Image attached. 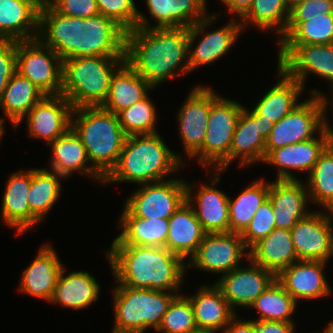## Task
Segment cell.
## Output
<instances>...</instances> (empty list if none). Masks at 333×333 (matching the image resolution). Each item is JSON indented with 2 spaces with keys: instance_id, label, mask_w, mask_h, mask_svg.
Wrapping results in <instances>:
<instances>
[{
  "instance_id": "1",
  "label": "cell",
  "mask_w": 333,
  "mask_h": 333,
  "mask_svg": "<svg viewBox=\"0 0 333 333\" xmlns=\"http://www.w3.org/2000/svg\"><path fill=\"white\" fill-rule=\"evenodd\" d=\"M126 31L112 18L98 14L90 18L57 12L42 2L37 38L62 59L88 56L125 57Z\"/></svg>"
},
{
  "instance_id": "2",
  "label": "cell",
  "mask_w": 333,
  "mask_h": 333,
  "mask_svg": "<svg viewBox=\"0 0 333 333\" xmlns=\"http://www.w3.org/2000/svg\"><path fill=\"white\" fill-rule=\"evenodd\" d=\"M125 62L153 88L186 75L190 72L189 28L136 27L126 32Z\"/></svg>"
},
{
  "instance_id": "3",
  "label": "cell",
  "mask_w": 333,
  "mask_h": 333,
  "mask_svg": "<svg viewBox=\"0 0 333 333\" xmlns=\"http://www.w3.org/2000/svg\"><path fill=\"white\" fill-rule=\"evenodd\" d=\"M106 252L115 282L132 288L179 292L187 264L165 247L111 245ZM180 287V288H179Z\"/></svg>"
},
{
  "instance_id": "4",
  "label": "cell",
  "mask_w": 333,
  "mask_h": 333,
  "mask_svg": "<svg viewBox=\"0 0 333 333\" xmlns=\"http://www.w3.org/2000/svg\"><path fill=\"white\" fill-rule=\"evenodd\" d=\"M180 154L172 152L159 133L127 136L117 164L104 177L107 183L146 184L163 181L184 165Z\"/></svg>"
},
{
  "instance_id": "5",
  "label": "cell",
  "mask_w": 333,
  "mask_h": 333,
  "mask_svg": "<svg viewBox=\"0 0 333 333\" xmlns=\"http://www.w3.org/2000/svg\"><path fill=\"white\" fill-rule=\"evenodd\" d=\"M71 128L82 140L90 164L105 177L117 164L127 137L118 115L101 106L76 108Z\"/></svg>"
},
{
  "instance_id": "6",
  "label": "cell",
  "mask_w": 333,
  "mask_h": 333,
  "mask_svg": "<svg viewBox=\"0 0 333 333\" xmlns=\"http://www.w3.org/2000/svg\"><path fill=\"white\" fill-rule=\"evenodd\" d=\"M124 63L125 57L64 59L61 95L74 109L102 106L107 99L112 76Z\"/></svg>"
},
{
  "instance_id": "7",
  "label": "cell",
  "mask_w": 333,
  "mask_h": 333,
  "mask_svg": "<svg viewBox=\"0 0 333 333\" xmlns=\"http://www.w3.org/2000/svg\"><path fill=\"white\" fill-rule=\"evenodd\" d=\"M112 291L115 312L112 333H144L151 327L157 331L170 302L179 294L120 284Z\"/></svg>"
},
{
  "instance_id": "8",
  "label": "cell",
  "mask_w": 333,
  "mask_h": 333,
  "mask_svg": "<svg viewBox=\"0 0 333 333\" xmlns=\"http://www.w3.org/2000/svg\"><path fill=\"white\" fill-rule=\"evenodd\" d=\"M243 105L226 99L211 89V110L203 145L190 157L204 167L224 171L229 165L232 139Z\"/></svg>"
},
{
  "instance_id": "9",
  "label": "cell",
  "mask_w": 333,
  "mask_h": 333,
  "mask_svg": "<svg viewBox=\"0 0 333 333\" xmlns=\"http://www.w3.org/2000/svg\"><path fill=\"white\" fill-rule=\"evenodd\" d=\"M311 94L312 97L274 124L266 140L265 156L276 148L315 138V133H321L330 124L325 112L330 103L328 98L316 89H312Z\"/></svg>"
},
{
  "instance_id": "10",
  "label": "cell",
  "mask_w": 333,
  "mask_h": 333,
  "mask_svg": "<svg viewBox=\"0 0 333 333\" xmlns=\"http://www.w3.org/2000/svg\"><path fill=\"white\" fill-rule=\"evenodd\" d=\"M16 71L45 96L61 95L63 60L38 38L16 41Z\"/></svg>"
},
{
  "instance_id": "11",
  "label": "cell",
  "mask_w": 333,
  "mask_h": 333,
  "mask_svg": "<svg viewBox=\"0 0 333 333\" xmlns=\"http://www.w3.org/2000/svg\"><path fill=\"white\" fill-rule=\"evenodd\" d=\"M126 199L121 217L169 219L186 201V181L172 178L140 184Z\"/></svg>"
},
{
  "instance_id": "12",
  "label": "cell",
  "mask_w": 333,
  "mask_h": 333,
  "mask_svg": "<svg viewBox=\"0 0 333 333\" xmlns=\"http://www.w3.org/2000/svg\"><path fill=\"white\" fill-rule=\"evenodd\" d=\"M278 67L305 87L311 74L328 80L333 98V44H279Z\"/></svg>"
},
{
  "instance_id": "13",
  "label": "cell",
  "mask_w": 333,
  "mask_h": 333,
  "mask_svg": "<svg viewBox=\"0 0 333 333\" xmlns=\"http://www.w3.org/2000/svg\"><path fill=\"white\" fill-rule=\"evenodd\" d=\"M243 257L249 259V250L240 234L206 233L197 252L186 263L187 267L193 266L223 276L239 267Z\"/></svg>"
},
{
  "instance_id": "14",
  "label": "cell",
  "mask_w": 333,
  "mask_h": 333,
  "mask_svg": "<svg viewBox=\"0 0 333 333\" xmlns=\"http://www.w3.org/2000/svg\"><path fill=\"white\" fill-rule=\"evenodd\" d=\"M218 17L219 14H209L193 26L189 27V70L190 72L197 67L213 63L224 56L234 43L237 42L238 36L242 31L240 21H233L225 24L219 29L205 32V29ZM204 31V33H202ZM201 40L197 46L192 49L198 36Z\"/></svg>"
},
{
  "instance_id": "15",
  "label": "cell",
  "mask_w": 333,
  "mask_h": 333,
  "mask_svg": "<svg viewBox=\"0 0 333 333\" xmlns=\"http://www.w3.org/2000/svg\"><path fill=\"white\" fill-rule=\"evenodd\" d=\"M325 212L312 211L290 230L298 260L328 262L333 256V218Z\"/></svg>"
},
{
  "instance_id": "16",
  "label": "cell",
  "mask_w": 333,
  "mask_h": 333,
  "mask_svg": "<svg viewBox=\"0 0 333 333\" xmlns=\"http://www.w3.org/2000/svg\"><path fill=\"white\" fill-rule=\"evenodd\" d=\"M332 141L333 128L330 124L319 133L318 138L276 148L265 156L263 162L278 168L276 180H297L289 171L300 170L309 174L321 153Z\"/></svg>"
},
{
  "instance_id": "17",
  "label": "cell",
  "mask_w": 333,
  "mask_h": 333,
  "mask_svg": "<svg viewBox=\"0 0 333 333\" xmlns=\"http://www.w3.org/2000/svg\"><path fill=\"white\" fill-rule=\"evenodd\" d=\"M250 265L237 267L219 278L215 285L234 309L249 308L255 299L276 279V275L248 259Z\"/></svg>"
},
{
  "instance_id": "18",
  "label": "cell",
  "mask_w": 333,
  "mask_h": 333,
  "mask_svg": "<svg viewBox=\"0 0 333 333\" xmlns=\"http://www.w3.org/2000/svg\"><path fill=\"white\" fill-rule=\"evenodd\" d=\"M73 109L63 95L44 96L23 117L30 137L41 138L49 145L71 128Z\"/></svg>"
},
{
  "instance_id": "19",
  "label": "cell",
  "mask_w": 333,
  "mask_h": 333,
  "mask_svg": "<svg viewBox=\"0 0 333 333\" xmlns=\"http://www.w3.org/2000/svg\"><path fill=\"white\" fill-rule=\"evenodd\" d=\"M191 90L177 114L180 139L189 157L203 145L211 110V87L198 85Z\"/></svg>"
},
{
  "instance_id": "20",
  "label": "cell",
  "mask_w": 333,
  "mask_h": 333,
  "mask_svg": "<svg viewBox=\"0 0 333 333\" xmlns=\"http://www.w3.org/2000/svg\"><path fill=\"white\" fill-rule=\"evenodd\" d=\"M221 173L223 171L215 170L213 178L210 180L211 184H202V186L198 187L199 189L195 195H192L193 189L191 187L195 183L192 182V184H189L186 182V200L191 206L196 207H193V210L206 233L230 232L229 196L214 187L220 181Z\"/></svg>"
},
{
  "instance_id": "21",
  "label": "cell",
  "mask_w": 333,
  "mask_h": 333,
  "mask_svg": "<svg viewBox=\"0 0 333 333\" xmlns=\"http://www.w3.org/2000/svg\"><path fill=\"white\" fill-rule=\"evenodd\" d=\"M268 199L271 202L275 227L291 230L311 212L306 209L309 199L306 183L301 180H276L269 183Z\"/></svg>"
},
{
  "instance_id": "22",
  "label": "cell",
  "mask_w": 333,
  "mask_h": 333,
  "mask_svg": "<svg viewBox=\"0 0 333 333\" xmlns=\"http://www.w3.org/2000/svg\"><path fill=\"white\" fill-rule=\"evenodd\" d=\"M326 261L298 260L283 269L276 279L298 301L326 297L331 293L323 272Z\"/></svg>"
},
{
  "instance_id": "23",
  "label": "cell",
  "mask_w": 333,
  "mask_h": 333,
  "mask_svg": "<svg viewBox=\"0 0 333 333\" xmlns=\"http://www.w3.org/2000/svg\"><path fill=\"white\" fill-rule=\"evenodd\" d=\"M151 18L156 22L150 26L149 19L138 12V28L191 27L207 14L202 0H145ZM148 19V20H147ZM155 25V26H154Z\"/></svg>"
},
{
  "instance_id": "24",
  "label": "cell",
  "mask_w": 333,
  "mask_h": 333,
  "mask_svg": "<svg viewBox=\"0 0 333 333\" xmlns=\"http://www.w3.org/2000/svg\"><path fill=\"white\" fill-rule=\"evenodd\" d=\"M1 203V216L4 224L15 228L16 234H23L40 221L31 213L28 192L31 185V169L16 171L5 184Z\"/></svg>"
},
{
  "instance_id": "25",
  "label": "cell",
  "mask_w": 333,
  "mask_h": 333,
  "mask_svg": "<svg viewBox=\"0 0 333 333\" xmlns=\"http://www.w3.org/2000/svg\"><path fill=\"white\" fill-rule=\"evenodd\" d=\"M63 267L52 245L45 243L23 271L19 292L50 302Z\"/></svg>"
},
{
  "instance_id": "26",
  "label": "cell",
  "mask_w": 333,
  "mask_h": 333,
  "mask_svg": "<svg viewBox=\"0 0 333 333\" xmlns=\"http://www.w3.org/2000/svg\"><path fill=\"white\" fill-rule=\"evenodd\" d=\"M47 1L0 0V37L15 41L37 38L40 7Z\"/></svg>"
},
{
  "instance_id": "27",
  "label": "cell",
  "mask_w": 333,
  "mask_h": 333,
  "mask_svg": "<svg viewBox=\"0 0 333 333\" xmlns=\"http://www.w3.org/2000/svg\"><path fill=\"white\" fill-rule=\"evenodd\" d=\"M53 152L51 170L67 178L79 171L103 184L104 177L90 164L85 146L76 132L70 128L63 135L49 144ZM88 163V165H87Z\"/></svg>"
},
{
  "instance_id": "28",
  "label": "cell",
  "mask_w": 333,
  "mask_h": 333,
  "mask_svg": "<svg viewBox=\"0 0 333 333\" xmlns=\"http://www.w3.org/2000/svg\"><path fill=\"white\" fill-rule=\"evenodd\" d=\"M205 235L206 232L197 219L193 206L186 200L169 218L165 248L184 260H189L197 252Z\"/></svg>"
},
{
  "instance_id": "29",
  "label": "cell",
  "mask_w": 333,
  "mask_h": 333,
  "mask_svg": "<svg viewBox=\"0 0 333 333\" xmlns=\"http://www.w3.org/2000/svg\"><path fill=\"white\" fill-rule=\"evenodd\" d=\"M194 310L196 327L222 331L236 316V311L214 284L202 286L196 295L188 296Z\"/></svg>"
},
{
  "instance_id": "30",
  "label": "cell",
  "mask_w": 333,
  "mask_h": 333,
  "mask_svg": "<svg viewBox=\"0 0 333 333\" xmlns=\"http://www.w3.org/2000/svg\"><path fill=\"white\" fill-rule=\"evenodd\" d=\"M249 259L276 276L298 261L290 230L274 228L249 250Z\"/></svg>"
},
{
  "instance_id": "31",
  "label": "cell",
  "mask_w": 333,
  "mask_h": 333,
  "mask_svg": "<svg viewBox=\"0 0 333 333\" xmlns=\"http://www.w3.org/2000/svg\"><path fill=\"white\" fill-rule=\"evenodd\" d=\"M65 268L61 270L50 302L73 310L90 306L99 298V283L86 271H73L65 276Z\"/></svg>"
},
{
  "instance_id": "32",
  "label": "cell",
  "mask_w": 333,
  "mask_h": 333,
  "mask_svg": "<svg viewBox=\"0 0 333 333\" xmlns=\"http://www.w3.org/2000/svg\"><path fill=\"white\" fill-rule=\"evenodd\" d=\"M152 89L154 90L125 62L112 76L107 99L101 107L118 115L122 110L146 98Z\"/></svg>"
},
{
  "instance_id": "33",
  "label": "cell",
  "mask_w": 333,
  "mask_h": 333,
  "mask_svg": "<svg viewBox=\"0 0 333 333\" xmlns=\"http://www.w3.org/2000/svg\"><path fill=\"white\" fill-rule=\"evenodd\" d=\"M278 76L282 77L278 83L267 90L254 106V110L262 115V118L277 123L289 114L298 104V96L305 88L298 80L289 77L278 67Z\"/></svg>"
},
{
  "instance_id": "34",
  "label": "cell",
  "mask_w": 333,
  "mask_h": 333,
  "mask_svg": "<svg viewBox=\"0 0 333 333\" xmlns=\"http://www.w3.org/2000/svg\"><path fill=\"white\" fill-rule=\"evenodd\" d=\"M266 141L259 134L255 119L243 108L235 127L229 153V166L240 158V167L263 162Z\"/></svg>"
},
{
  "instance_id": "35",
  "label": "cell",
  "mask_w": 333,
  "mask_h": 333,
  "mask_svg": "<svg viewBox=\"0 0 333 333\" xmlns=\"http://www.w3.org/2000/svg\"><path fill=\"white\" fill-rule=\"evenodd\" d=\"M122 232L111 245H137L165 247L169 230V219H147L120 217Z\"/></svg>"
},
{
  "instance_id": "36",
  "label": "cell",
  "mask_w": 333,
  "mask_h": 333,
  "mask_svg": "<svg viewBox=\"0 0 333 333\" xmlns=\"http://www.w3.org/2000/svg\"><path fill=\"white\" fill-rule=\"evenodd\" d=\"M45 95L27 78L16 72L0 96V106L16 129L23 117Z\"/></svg>"
},
{
  "instance_id": "37",
  "label": "cell",
  "mask_w": 333,
  "mask_h": 333,
  "mask_svg": "<svg viewBox=\"0 0 333 333\" xmlns=\"http://www.w3.org/2000/svg\"><path fill=\"white\" fill-rule=\"evenodd\" d=\"M278 44H333V14L289 17Z\"/></svg>"
},
{
  "instance_id": "38",
  "label": "cell",
  "mask_w": 333,
  "mask_h": 333,
  "mask_svg": "<svg viewBox=\"0 0 333 333\" xmlns=\"http://www.w3.org/2000/svg\"><path fill=\"white\" fill-rule=\"evenodd\" d=\"M62 178L64 180L60 174L46 168L31 169V185L27 199L31 213L39 221L44 220L59 199Z\"/></svg>"
},
{
  "instance_id": "39",
  "label": "cell",
  "mask_w": 333,
  "mask_h": 333,
  "mask_svg": "<svg viewBox=\"0 0 333 333\" xmlns=\"http://www.w3.org/2000/svg\"><path fill=\"white\" fill-rule=\"evenodd\" d=\"M269 183L259 179L250 183L232 200L229 198L230 232L241 234L251 222L256 210L268 199Z\"/></svg>"
},
{
  "instance_id": "40",
  "label": "cell",
  "mask_w": 333,
  "mask_h": 333,
  "mask_svg": "<svg viewBox=\"0 0 333 333\" xmlns=\"http://www.w3.org/2000/svg\"><path fill=\"white\" fill-rule=\"evenodd\" d=\"M290 10L287 0H254L248 12L240 19L242 30L252 24L262 31L275 28L281 36L287 27Z\"/></svg>"
},
{
  "instance_id": "41",
  "label": "cell",
  "mask_w": 333,
  "mask_h": 333,
  "mask_svg": "<svg viewBox=\"0 0 333 333\" xmlns=\"http://www.w3.org/2000/svg\"><path fill=\"white\" fill-rule=\"evenodd\" d=\"M295 299L285 290L283 285L275 279L268 288L262 292L249 308L259 312L255 321L270 320L281 322L292 321V314L297 308Z\"/></svg>"
},
{
  "instance_id": "42",
  "label": "cell",
  "mask_w": 333,
  "mask_h": 333,
  "mask_svg": "<svg viewBox=\"0 0 333 333\" xmlns=\"http://www.w3.org/2000/svg\"><path fill=\"white\" fill-rule=\"evenodd\" d=\"M306 182L309 201L323 206L322 211L333 207V141L321 153Z\"/></svg>"
},
{
  "instance_id": "43",
  "label": "cell",
  "mask_w": 333,
  "mask_h": 333,
  "mask_svg": "<svg viewBox=\"0 0 333 333\" xmlns=\"http://www.w3.org/2000/svg\"><path fill=\"white\" fill-rule=\"evenodd\" d=\"M118 117L120 125L127 136L158 133L155 129L157 120L156 107L149 99V96L122 110Z\"/></svg>"
},
{
  "instance_id": "44",
  "label": "cell",
  "mask_w": 333,
  "mask_h": 333,
  "mask_svg": "<svg viewBox=\"0 0 333 333\" xmlns=\"http://www.w3.org/2000/svg\"><path fill=\"white\" fill-rule=\"evenodd\" d=\"M196 328L194 310L188 297L177 294L164 313L157 331L162 333H186Z\"/></svg>"
},
{
  "instance_id": "45",
  "label": "cell",
  "mask_w": 333,
  "mask_h": 333,
  "mask_svg": "<svg viewBox=\"0 0 333 333\" xmlns=\"http://www.w3.org/2000/svg\"><path fill=\"white\" fill-rule=\"evenodd\" d=\"M275 227L272 205L269 199L256 210L251 222L240 234L248 250L267 237Z\"/></svg>"
},
{
  "instance_id": "46",
  "label": "cell",
  "mask_w": 333,
  "mask_h": 333,
  "mask_svg": "<svg viewBox=\"0 0 333 333\" xmlns=\"http://www.w3.org/2000/svg\"><path fill=\"white\" fill-rule=\"evenodd\" d=\"M99 14L112 18L126 32L135 29L138 9L134 0H96Z\"/></svg>"
},
{
  "instance_id": "47",
  "label": "cell",
  "mask_w": 333,
  "mask_h": 333,
  "mask_svg": "<svg viewBox=\"0 0 333 333\" xmlns=\"http://www.w3.org/2000/svg\"><path fill=\"white\" fill-rule=\"evenodd\" d=\"M16 72V41L0 37V96Z\"/></svg>"
},
{
  "instance_id": "48",
  "label": "cell",
  "mask_w": 333,
  "mask_h": 333,
  "mask_svg": "<svg viewBox=\"0 0 333 333\" xmlns=\"http://www.w3.org/2000/svg\"><path fill=\"white\" fill-rule=\"evenodd\" d=\"M57 12L72 17L90 18L99 14L96 0H48Z\"/></svg>"
},
{
  "instance_id": "49",
  "label": "cell",
  "mask_w": 333,
  "mask_h": 333,
  "mask_svg": "<svg viewBox=\"0 0 333 333\" xmlns=\"http://www.w3.org/2000/svg\"><path fill=\"white\" fill-rule=\"evenodd\" d=\"M333 14V0H304L291 7L289 17H316Z\"/></svg>"
},
{
  "instance_id": "50",
  "label": "cell",
  "mask_w": 333,
  "mask_h": 333,
  "mask_svg": "<svg viewBox=\"0 0 333 333\" xmlns=\"http://www.w3.org/2000/svg\"><path fill=\"white\" fill-rule=\"evenodd\" d=\"M257 333H294L295 323L260 320L255 321Z\"/></svg>"
},
{
  "instance_id": "51",
  "label": "cell",
  "mask_w": 333,
  "mask_h": 333,
  "mask_svg": "<svg viewBox=\"0 0 333 333\" xmlns=\"http://www.w3.org/2000/svg\"><path fill=\"white\" fill-rule=\"evenodd\" d=\"M236 315L232 321L223 329V333H257L255 320H237Z\"/></svg>"
},
{
  "instance_id": "52",
  "label": "cell",
  "mask_w": 333,
  "mask_h": 333,
  "mask_svg": "<svg viewBox=\"0 0 333 333\" xmlns=\"http://www.w3.org/2000/svg\"><path fill=\"white\" fill-rule=\"evenodd\" d=\"M226 7L227 11L239 16L241 19L250 9L254 0H221Z\"/></svg>"
},
{
  "instance_id": "53",
  "label": "cell",
  "mask_w": 333,
  "mask_h": 333,
  "mask_svg": "<svg viewBox=\"0 0 333 333\" xmlns=\"http://www.w3.org/2000/svg\"><path fill=\"white\" fill-rule=\"evenodd\" d=\"M244 109L255 119L257 127L259 129V134L266 141L271 133L274 124L272 121L262 118V115L258 114L254 109L249 111L246 107Z\"/></svg>"
},
{
  "instance_id": "54",
  "label": "cell",
  "mask_w": 333,
  "mask_h": 333,
  "mask_svg": "<svg viewBox=\"0 0 333 333\" xmlns=\"http://www.w3.org/2000/svg\"><path fill=\"white\" fill-rule=\"evenodd\" d=\"M186 333H217L216 331L214 330H211V329H205V328H198L196 327L195 329L189 331V332H186Z\"/></svg>"
},
{
  "instance_id": "55",
  "label": "cell",
  "mask_w": 333,
  "mask_h": 333,
  "mask_svg": "<svg viewBox=\"0 0 333 333\" xmlns=\"http://www.w3.org/2000/svg\"><path fill=\"white\" fill-rule=\"evenodd\" d=\"M321 333H333V320L328 324L324 332Z\"/></svg>"
},
{
  "instance_id": "56",
  "label": "cell",
  "mask_w": 333,
  "mask_h": 333,
  "mask_svg": "<svg viewBox=\"0 0 333 333\" xmlns=\"http://www.w3.org/2000/svg\"><path fill=\"white\" fill-rule=\"evenodd\" d=\"M4 120L2 119V118H0V141H1V137H3L2 135H3V133H4V122H3Z\"/></svg>"
},
{
  "instance_id": "57",
  "label": "cell",
  "mask_w": 333,
  "mask_h": 333,
  "mask_svg": "<svg viewBox=\"0 0 333 333\" xmlns=\"http://www.w3.org/2000/svg\"><path fill=\"white\" fill-rule=\"evenodd\" d=\"M304 0H287V3L289 4L290 8L294 6L296 3L301 2Z\"/></svg>"
},
{
  "instance_id": "58",
  "label": "cell",
  "mask_w": 333,
  "mask_h": 333,
  "mask_svg": "<svg viewBox=\"0 0 333 333\" xmlns=\"http://www.w3.org/2000/svg\"><path fill=\"white\" fill-rule=\"evenodd\" d=\"M329 211H330V214H331V216L333 218V207Z\"/></svg>"
},
{
  "instance_id": "59",
  "label": "cell",
  "mask_w": 333,
  "mask_h": 333,
  "mask_svg": "<svg viewBox=\"0 0 333 333\" xmlns=\"http://www.w3.org/2000/svg\"><path fill=\"white\" fill-rule=\"evenodd\" d=\"M332 100V101H331ZM330 102H331V109L333 108V98L330 99ZM333 111V110H332Z\"/></svg>"
}]
</instances>
